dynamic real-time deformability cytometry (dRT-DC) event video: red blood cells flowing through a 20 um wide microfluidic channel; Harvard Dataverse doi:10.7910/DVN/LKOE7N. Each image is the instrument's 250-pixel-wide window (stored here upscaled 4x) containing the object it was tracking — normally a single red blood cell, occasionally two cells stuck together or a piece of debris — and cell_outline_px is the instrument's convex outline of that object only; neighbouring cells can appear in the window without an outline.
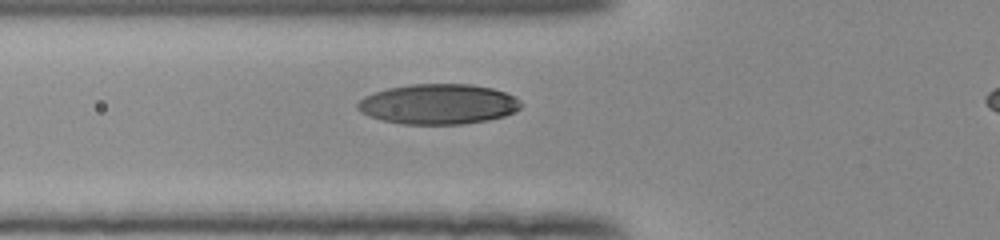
{"species": "human", "species_latin": "Homo sapiens", "temperature_condition": "room temperature", "stored_images_in_passage": 41, "camera_frame_rate_fps": 3000, "um_per_image_px": 0.085, "donor": {"sex": "female"}, "frame": {"image": 1, "passage_image": 13, "time_ms": 4.0, "image_size_px": [1000, 240], "cell_outline_px": [[524, 104], [516, 112], [504, 116], [488, 120], [460, 124], [400, 124], [380, 120], [368, 116], [360, 112], [356, 108], [356, 104], [364, 96], [388, 88], [408, 84], [472, 84], [492, 88], [516, 96]], "centroid_in_image_um": [37.26, 8.85], "position_along_channel_um": 88.5, "area_um2": 38.67}}
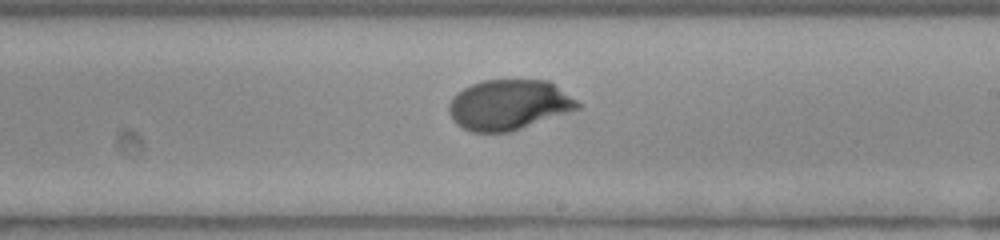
{"frame": {"image": 2, "passage_image": 25, "time_ms": 8.0, "image_size_px": [1000, 240], "cell_outline_px": [[584, 104], [580, 108], [512, 132], [472, 132], [456, 124], [452, 120], [448, 112], [448, 104], [452, 96], [456, 92], [472, 84], [484, 80], [548, 80]], "centroid_in_image_um": [43.25, 8.91], "position_along_channel_um": 245.8, "area_um2": 38.03}}
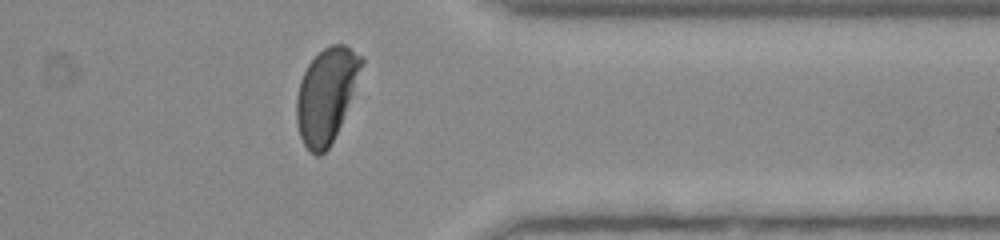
{"frame": {"image": 3, "passage_image": 36, "time_ms": 11.667, "image_size_px": [1000, 240], "cell_outline_px": [[364, 64], [340, 124], [328, 148], [320, 156], [316, 156], [304, 144], [300, 136], [296, 120], [296, 96], [300, 80], [308, 64], [324, 48], [332, 44], [344, 44], [364, 56]], "centroid_in_image_um": [27.73, 8.05], "position_along_channel_um": 383.7, "area_um2": 35.26}}